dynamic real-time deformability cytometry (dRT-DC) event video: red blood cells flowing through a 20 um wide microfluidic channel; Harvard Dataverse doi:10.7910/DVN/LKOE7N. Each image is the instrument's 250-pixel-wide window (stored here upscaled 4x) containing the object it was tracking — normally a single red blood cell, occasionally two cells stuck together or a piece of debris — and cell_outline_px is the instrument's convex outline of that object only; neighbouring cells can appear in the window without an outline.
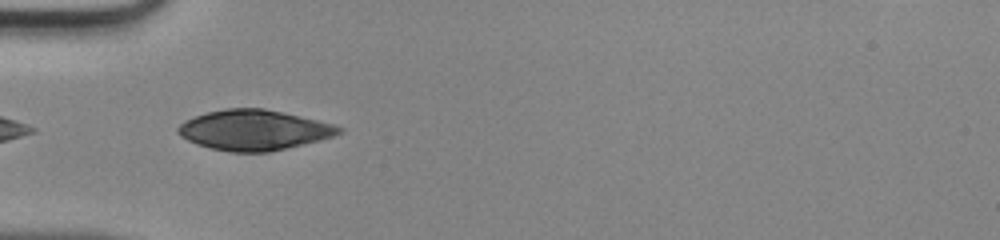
{"species": "human", "species_latin": "Homo sapiens", "temperature_condition": "room temperature", "stored_images_in_passage": 21, "camera_frame_rate_fps": 3000, "um_per_image_px": 0.085, "donor": {"sex": "male"}, "frame": {"image": 1, "passage_image": 1, "time_ms": 0.0, "image_size_px": [1000, 240], "cell_outline_px": [[344, 132], [320, 140], [268, 152], [232, 152], [212, 148], [196, 144], [180, 136], [176, 132], [176, 128], [184, 120], [208, 112], [224, 108], [264, 108], [316, 120], [332, 124], [344, 128]], "centroid_in_image_um": [21.56, 11.05], "position_along_channel_um": 63.4, "area_um2": 37.51}}
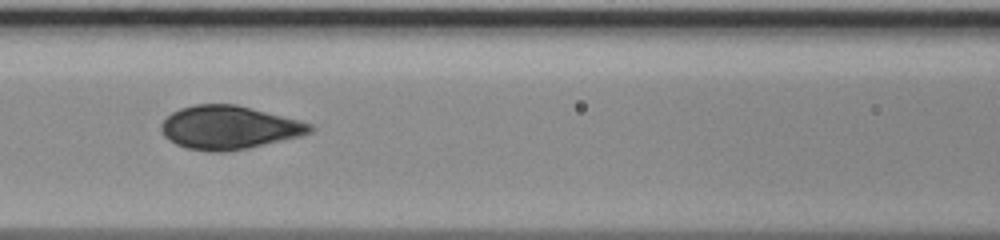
{"frame": {"image": 2, "passage_image": 7, "time_ms": 2.0, "image_size_px": [1000, 240], "cell_outline_px": [[316, 128], [312, 132], [300, 136], [248, 148], [224, 152], [208, 152], [188, 148], [176, 144], [168, 140], [164, 136], [160, 128], [160, 124], [172, 112], [180, 108], [196, 104], [236, 104], [300, 120], [312, 124]], "centroid_in_image_um": [19.46, 10.84], "position_along_channel_um": 147.1, "area_um2": 37.74}}
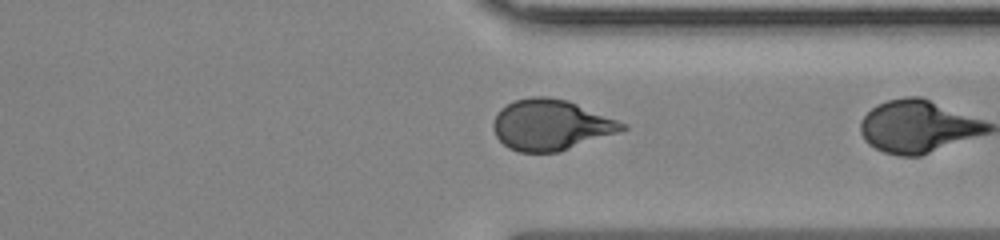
{"frame": {"image": 3, "passage_image": 20, "time_ms": 6.333, "image_size_px": [1000, 240], "cell_outline_px": [[628, 128], [620, 132], [556, 152], [516, 152], [508, 148], [496, 136], [492, 128], [492, 124], [500, 108], [516, 100], [532, 96], [548, 96], [568, 100], [628, 124]], "centroid_in_image_um": [46.82, 10.61], "position_along_channel_um": 364.6, "area_um2": 38.03}}